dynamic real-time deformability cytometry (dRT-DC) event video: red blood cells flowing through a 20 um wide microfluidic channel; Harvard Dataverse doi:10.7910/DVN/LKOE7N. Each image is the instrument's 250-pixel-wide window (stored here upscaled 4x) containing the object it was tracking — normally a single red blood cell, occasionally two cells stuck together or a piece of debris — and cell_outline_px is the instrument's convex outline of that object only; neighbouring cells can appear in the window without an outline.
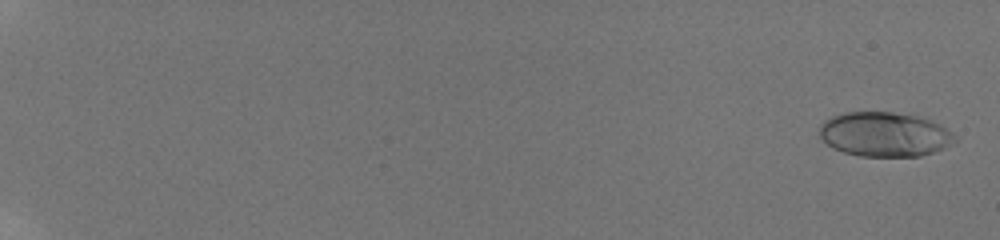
{"species": "human", "species_latin": "Homo sapiens", "temperature_condition": "room temperature", "stored_images_in_passage": 33, "camera_frame_rate_fps": 3000, "um_per_image_px": 0.085, "donor": {"sex": "male"}, "frame": {"image": 1, "passage_image": 1, "time_ms": 0.0, "image_size_px": [1000, 240], "cell_outline_px": [[956, 140], [944, 148], [920, 156], [860, 156], [844, 152], [832, 148], [820, 136], [820, 124], [824, 120], [832, 116], [844, 112], [892, 112], [916, 116], [940, 124], [952, 132], [956, 136]], "centroid_in_image_um": [75.17, 11.42], "position_along_channel_um": 9.8, "area_um2": 34.97}}
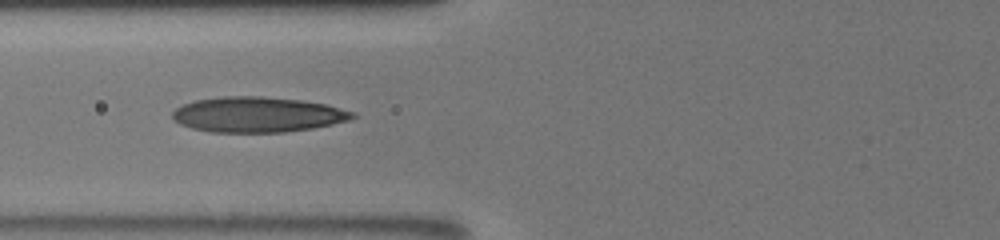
{"frame": {"image": 2, "passage_image": 27, "time_ms": 8.667, "image_size_px": [1000, 240], "cell_outline_px": [[356, 116], [348, 120], [332, 124], [312, 128], [284, 132], [208, 132], [192, 128], [180, 124], [172, 120], [172, 112], [176, 108], [184, 104], [196, 100], [220, 96], [260, 96], [300, 100], [328, 104], [356, 112]], "centroid_in_image_um": [21.88, 9.73], "position_along_channel_um": 103.9, "area_um2": 37.22}}
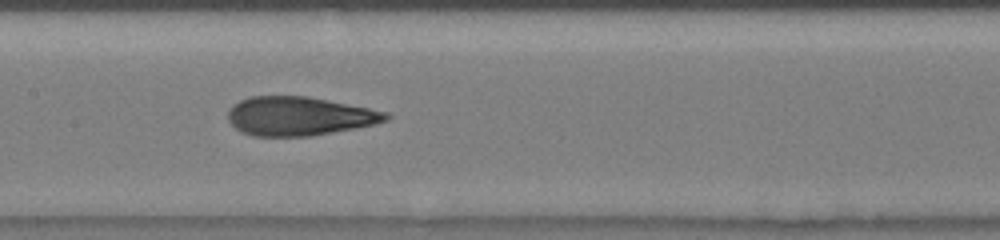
{"frame": {"image": 3, "passage_image": 31, "time_ms": 10.667, "image_size_px": [1000, 240], "cell_outline_px": [[392, 116], [388, 120], [376, 124], [356, 128], [312, 136], [252, 136], [240, 132], [228, 120], [228, 108], [232, 104], [248, 96], [308, 96], [388, 112]], "centroid_in_image_um": [25.42, 9.87], "position_along_channel_um": 182.0, "area_um2": 36.01}}